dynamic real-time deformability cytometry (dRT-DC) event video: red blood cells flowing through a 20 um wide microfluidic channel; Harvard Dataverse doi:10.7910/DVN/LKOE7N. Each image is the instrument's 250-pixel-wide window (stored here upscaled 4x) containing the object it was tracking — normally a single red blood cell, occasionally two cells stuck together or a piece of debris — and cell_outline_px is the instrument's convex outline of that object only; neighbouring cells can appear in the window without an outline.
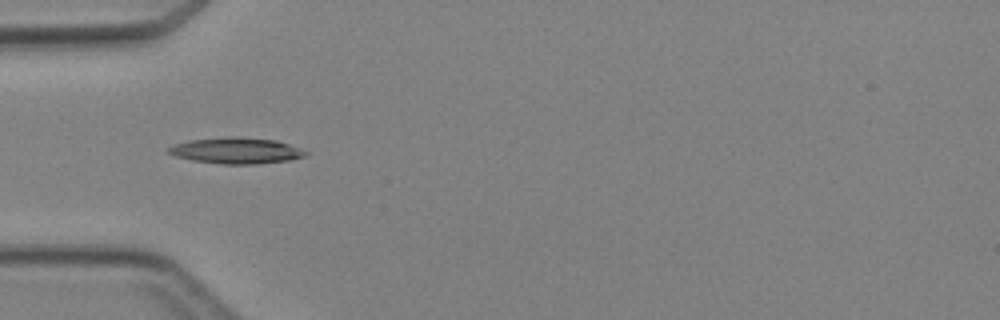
{"species": "Egyptian fruit bat (a non-hibernating species)", "species_latin": "Rousettus aegyptiacus", "temperature_condition": "cold", "stored_images_in_passage": 5, "camera_frame_rate_fps": 3000, "um_per_image_px": 0.085, "animal": {"sex": "female"}, "frame": {"image": 1, "passage_image": 5, "time_ms": 4.667, "image_size_px": [1000, 320], "cell_outline_px": [[308, 152], [304, 156], [292, 160], [260, 164], [220, 164], [192, 160], [176, 156], [168, 152], [168, 148], [176, 144], [188, 140], [228, 136], [236, 136], [276, 140], [288, 144]], "centroid_in_image_um": [20.09, 12.8], "position_along_channel_um": 64.9, "area_um2": 20.87}}